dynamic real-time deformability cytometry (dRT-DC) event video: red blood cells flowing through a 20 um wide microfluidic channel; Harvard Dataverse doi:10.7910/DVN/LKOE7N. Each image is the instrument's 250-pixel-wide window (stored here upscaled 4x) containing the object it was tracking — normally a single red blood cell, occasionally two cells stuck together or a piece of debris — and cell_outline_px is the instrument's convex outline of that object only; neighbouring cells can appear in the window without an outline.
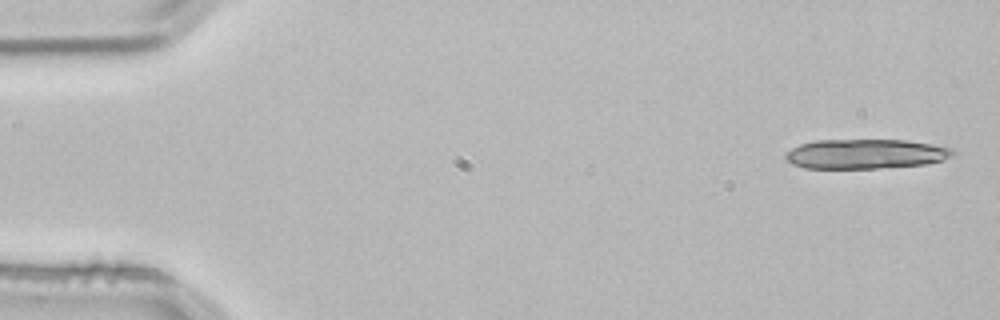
{"species": "common noctule bat (a hibernating species)", "species_latin": "Nyctalus noctula", "temperature_condition": "room temperature", "stored_images_in_passage": 3, "camera_frame_rate_fps": 3000, "um_per_image_px": 0.085, "animal": {"sex": "male", "body_mass_g": 21.5, "forearm_length_mm": 52.0}, "frame": {"image": 1, "passage_image": 1, "time_ms": 0.0, "image_size_px": [1000, 320], "cell_outline_px": [[956, 152], [952, 156], [944, 160], [924, 164], [876, 168], [804, 168], [792, 164], [784, 156], [792, 148], [800, 144], [816, 140], [904, 140], [952, 148]], "centroid_in_image_um": [73.57, 13.08], "position_along_channel_um": 11.4, "area_um2": 28.67}}